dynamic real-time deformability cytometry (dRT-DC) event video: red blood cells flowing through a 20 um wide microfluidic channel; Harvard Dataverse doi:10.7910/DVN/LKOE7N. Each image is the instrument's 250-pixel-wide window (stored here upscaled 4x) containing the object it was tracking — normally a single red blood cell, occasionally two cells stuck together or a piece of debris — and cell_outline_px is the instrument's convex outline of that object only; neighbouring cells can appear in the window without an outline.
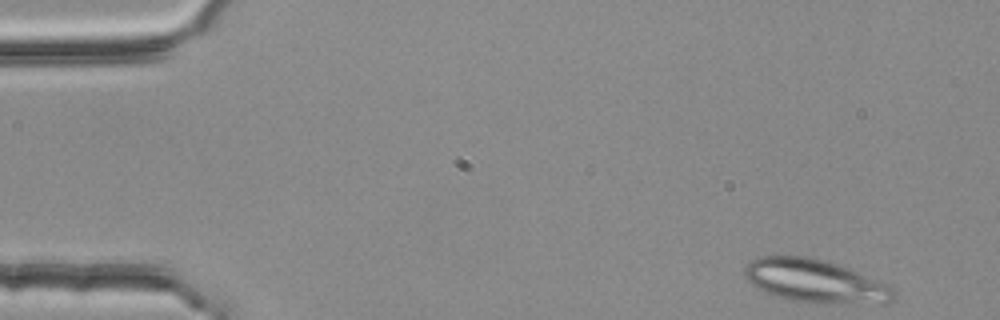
{"species": "common noctule bat (a hibernating species)", "species_latin": "Nyctalus noctula", "temperature_condition": "room temperature", "stored_images_in_passage": 48, "camera_frame_rate_fps": 3000, "um_per_image_px": 0.085, "animal": {"sex": "female", "body_mass_g": 25.1}, "frame": {"image": 1, "passage_image": 1, "time_ms": 0.0, "image_size_px": [1000, 320], "cell_outline_px": [[896, 292], [892, 300], [840, 304], [816, 304], [788, 300], [772, 296], [764, 292], [752, 284], [748, 280], [744, 272], [744, 268], [752, 260], [760, 256], [808, 256], [824, 260], [848, 268], [888, 284], [896, 288]], "centroid_in_image_um": [69.25, 23.9], "position_along_channel_um": 15.8, "area_um2": 37.51}}
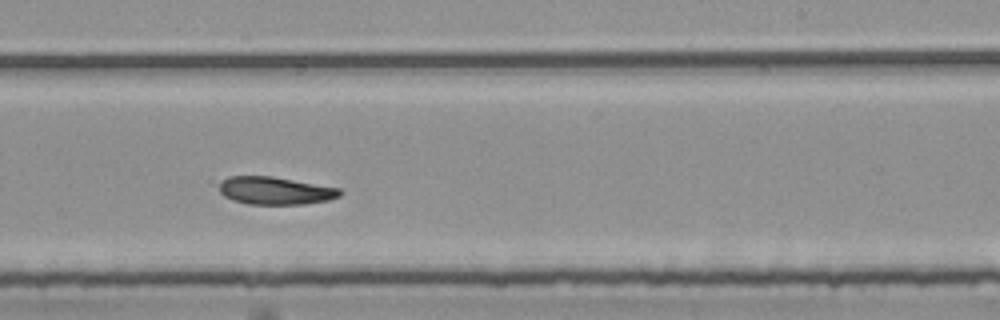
{"frame": {"image": 2, "passage_image": 30, "time_ms": 9.667, "image_size_px": [1000, 320], "cell_outline_px": [[344, 192], [340, 196], [328, 200], [304, 204], [248, 204], [232, 200], [224, 196], [220, 192], [220, 180], [228, 176], [272, 176], [340, 188]], "centroid_in_image_um": [23.39, 16.2], "position_along_channel_um": 265.6, "area_um2": 19.59}}
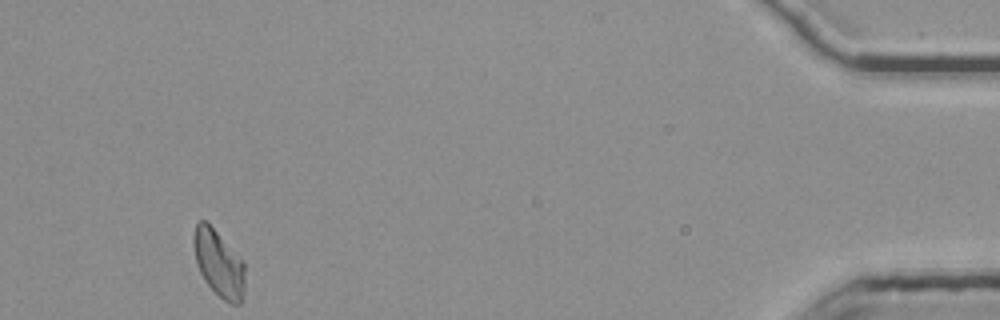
{"frame": {"image": 3, "passage_image": 48, "time_ms": 15.667, "image_size_px": [1000, 320], "cell_outline_px": [[244, 292], [240, 304], [232, 304], [224, 300], [204, 280], [200, 272], [196, 260], [192, 244], [192, 236], [196, 224], [200, 220], [204, 220], [244, 260]], "centroid_in_image_um": [18.59, 22.39], "position_along_channel_um": 416.6, "area_um2": 19.71}}